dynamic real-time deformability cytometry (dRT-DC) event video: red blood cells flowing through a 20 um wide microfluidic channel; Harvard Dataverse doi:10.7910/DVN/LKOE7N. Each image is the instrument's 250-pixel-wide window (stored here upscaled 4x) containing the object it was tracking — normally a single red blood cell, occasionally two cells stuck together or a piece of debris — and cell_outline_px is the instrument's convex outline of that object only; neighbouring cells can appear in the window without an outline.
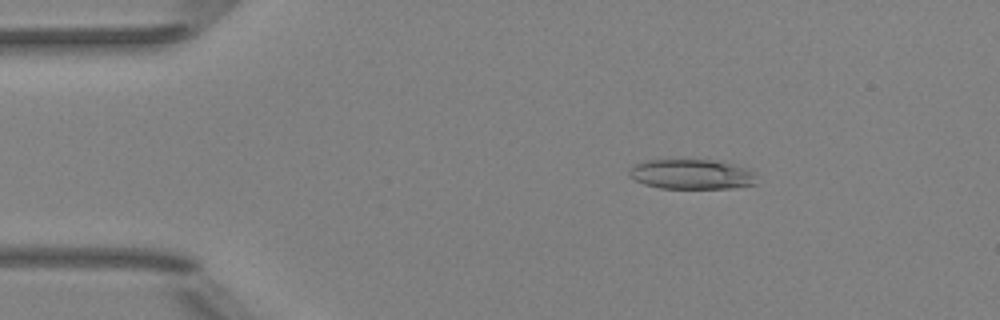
{"species": "Egyptian fruit bat (a non-hibernating species)", "species_latin": "Rousettus aegyptiacus", "temperature_condition": "room temperature", "stored_images_in_passage": 3, "camera_frame_rate_fps": 3000, "um_per_image_px": 0.085, "animal": {"sex": "female"}, "frame": {"image": 1, "passage_image": 1, "time_ms": 0.0, "image_size_px": [1000, 320], "cell_outline_px": [[756, 184], [732, 188], [660, 188], [644, 184], [628, 176], [628, 172], [636, 164], [648, 160], [712, 160], [744, 168], [752, 172]], "centroid_in_image_um": [58.73, 14.82], "position_along_channel_um": 26.3, "area_um2": 21.73}}